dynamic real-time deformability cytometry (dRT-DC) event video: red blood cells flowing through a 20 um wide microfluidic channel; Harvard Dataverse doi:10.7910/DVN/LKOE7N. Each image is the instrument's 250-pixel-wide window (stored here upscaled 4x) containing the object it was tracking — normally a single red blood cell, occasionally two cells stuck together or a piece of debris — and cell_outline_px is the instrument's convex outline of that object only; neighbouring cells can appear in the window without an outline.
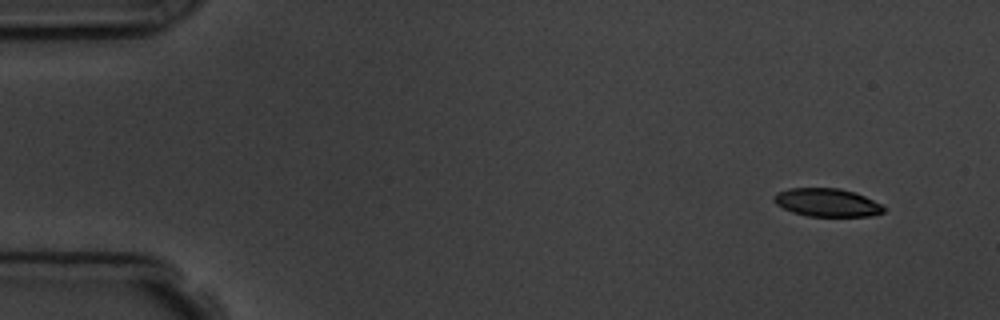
{"species": "common noctule bat (a hibernating species)", "species_latin": "Nyctalus noctula", "temperature_condition": "room temperature", "stored_images_in_passage": 4, "camera_frame_rate_fps": 3000, "um_per_image_px": 0.085, "animal": {"sex": "male", "body_mass_g": 19.5, "forearm_length_mm": 54.6}, "frame": {"image": 1, "passage_image": 1, "time_ms": 0.0, "image_size_px": [1000, 320], "cell_outline_px": [[884, 212], [872, 216], [808, 216], [792, 212], [776, 204], [772, 200], [772, 196], [776, 192], [788, 188], [840, 188], [856, 192], [880, 204], [884, 208]], "centroid_in_image_um": [70.25, 17.2], "position_along_channel_um": 14.7, "area_um2": 18.09}}
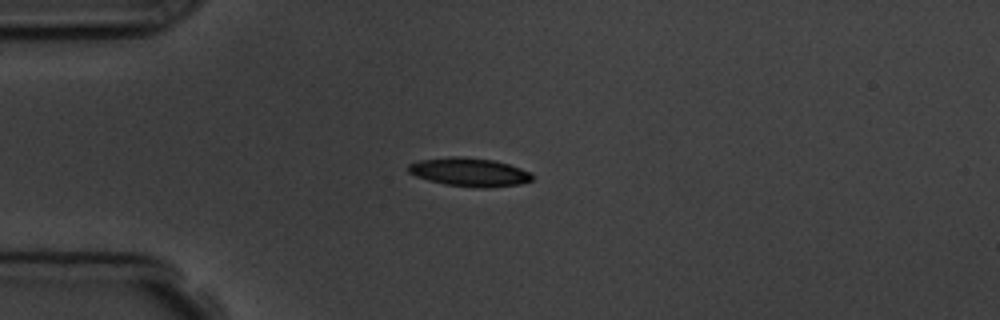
{"frame": {"image": 2, "passage_image": 4, "time_ms": 3.333, "image_size_px": [1000, 320], "cell_outline_px": [[536, 176], [532, 180], [520, 184], [488, 188], [476, 188], [444, 184], [428, 180], [416, 176], [408, 172], [408, 164], [420, 160], [452, 156], [460, 156], [492, 160], [508, 164], [520, 168]], "centroid_in_image_um": [39.9, 14.64], "position_along_channel_um": 45.1, "area_um2": 20.63}}